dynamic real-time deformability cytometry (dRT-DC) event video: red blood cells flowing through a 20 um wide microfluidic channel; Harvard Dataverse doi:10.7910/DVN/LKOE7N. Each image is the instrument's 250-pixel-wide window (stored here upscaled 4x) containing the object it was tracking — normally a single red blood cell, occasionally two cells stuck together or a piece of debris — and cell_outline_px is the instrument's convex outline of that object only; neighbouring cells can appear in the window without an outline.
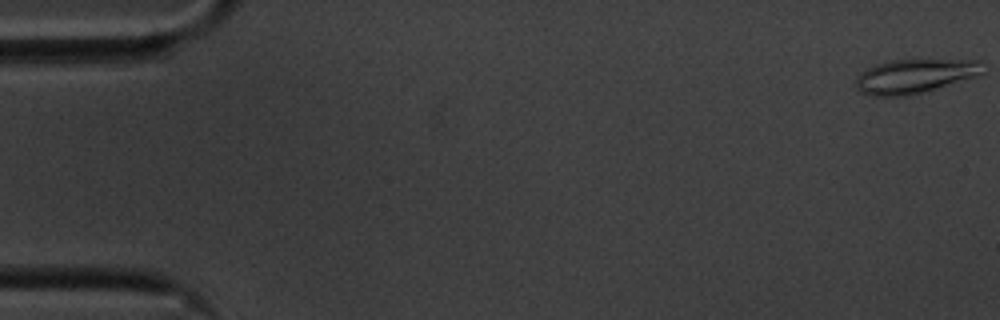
{"species": "common noctule bat (a hibernating species)", "species_latin": "Nyctalus noctula", "temperature_condition": "cold", "stored_images_in_passage": 10, "camera_frame_rate_fps": 3000, "um_per_image_px": 0.085, "animal": {"sex": "male", "body_mass_g": 20.1, "forearm_length_mm": 53.5}, "frame": {"image": 1, "passage_image": 1, "time_ms": 0.0, "image_size_px": [1000, 320], "cell_outline_px": [[984, 72], [980, 76], [908, 96], [872, 96], [860, 92], [856, 88], [856, 80], [860, 72], [876, 64], [892, 60], [980, 60]], "centroid_in_image_um": [77.76, 6.48], "position_along_channel_um": 7.2, "area_um2": 25.32}}